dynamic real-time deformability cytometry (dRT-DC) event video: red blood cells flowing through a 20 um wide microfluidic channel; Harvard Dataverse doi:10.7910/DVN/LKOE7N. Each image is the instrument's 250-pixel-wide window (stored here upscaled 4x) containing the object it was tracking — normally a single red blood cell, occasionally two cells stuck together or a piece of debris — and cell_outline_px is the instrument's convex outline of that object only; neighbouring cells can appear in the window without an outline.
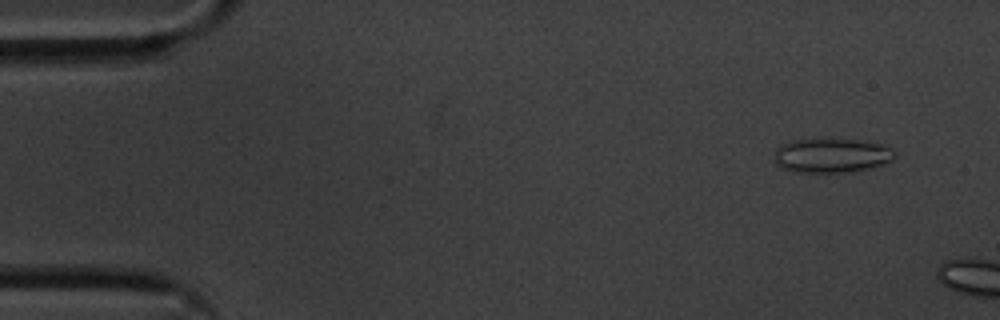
{"species": "common noctule bat (a hibernating species)", "species_latin": "Nyctalus noctula", "temperature_condition": "cold", "stored_images_in_passage": 8, "camera_frame_rate_fps": 3000, "um_per_image_px": 0.085, "animal": {"sex": "male", "body_mass_g": 20.1, "forearm_length_mm": 53.5}, "frame": {"image": 1, "passage_image": 4, "time_ms": 1.0, "image_size_px": [1000, 320], "cell_outline_px": [[896, 156], [892, 160], [872, 168], [844, 172], [796, 172], [780, 168], [776, 164], [776, 148], [792, 140], [860, 140], [880, 144], [892, 148], [896, 152]], "centroid_in_image_um": [70.72, 13.23], "position_along_channel_um": 14.3, "area_um2": 23.81}}